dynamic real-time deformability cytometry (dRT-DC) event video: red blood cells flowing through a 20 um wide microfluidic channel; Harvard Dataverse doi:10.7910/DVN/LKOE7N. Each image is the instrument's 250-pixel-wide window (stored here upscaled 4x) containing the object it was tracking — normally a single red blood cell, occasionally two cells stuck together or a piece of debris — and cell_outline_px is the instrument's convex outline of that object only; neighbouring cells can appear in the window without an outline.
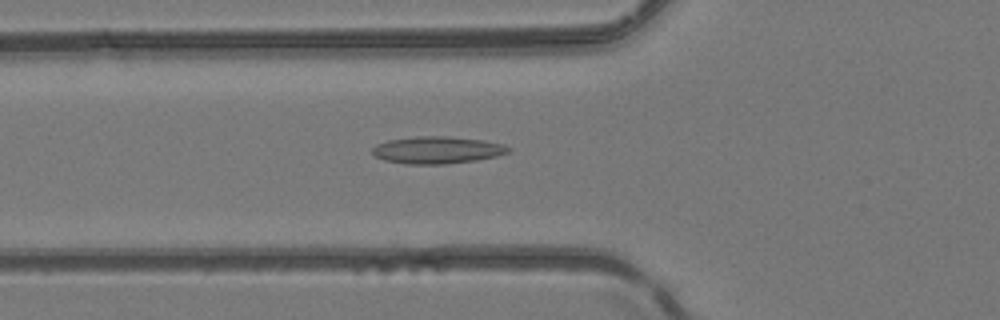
{"species": "common noctule bat (a hibernating species)", "species_latin": "Nyctalus noctula", "temperature_condition": "room temperature", "stored_images_in_passage": 51, "camera_frame_rate_fps": 3000, "um_per_image_px": 0.085, "animal": {"sex": "female", "body_mass_g": 24.6, "forearm_length_mm": 56.2}, "frame": {"image": 1, "passage_image": 19, "time_ms": 6.0, "image_size_px": [1000, 320], "cell_outline_px": [[512, 148], [508, 152], [496, 156], [476, 160], [448, 164], [404, 164], [384, 160], [376, 156], [372, 152], [372, 148], [376, 144], [388, 140], [416, 136], [448, 136], [484, 140], [504, 144]], "centroid_in_image_um": [37.16, 12.75], "position_along_channel_um": 88.6, "area_um2": 21.68}}
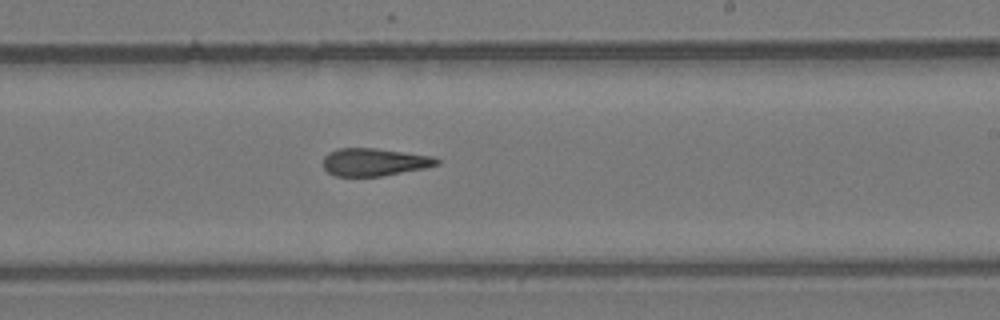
{"frame": {"image": 2, "passage_image": 31, "time_ms": 10.0, "image_size_px": [1000, 320], "cell_outline_px": [[440, 164], [424, 168], [384, 176], [336, 176], [328, 172], [324, 168], [324, 156], [328, 152], [340, 148], [376, 148], [432, 156], [440, 160]], "centroid_in_image_um": [31.82, 13.77], "position_along_channel_um": 257.2, "area_um2": 18.32}}
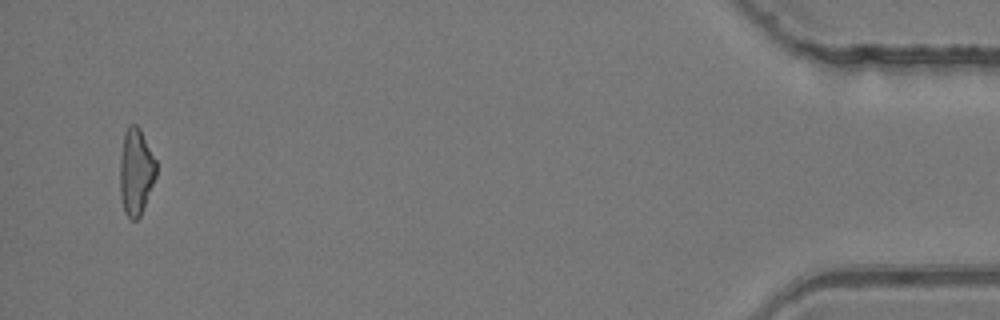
{"frame": {"image": 3, "passage_image": 49, "time_ms": 16.0, "image_size_px": [1000, 320], "cell_outline_px": [[156, 176], [140, 216], [136, 220], [132, 220], [124, 212], [120, 196], [120, 156], [124, 132], [128, 124], [136, 124], [140, 128], [156, 160]], "centroid_in_image_um": [11.54, 14.57], "position_along_channel_um": 423.7, "area_um2": 18.38}, "authors_computed_cell_mechanics": {"area_um2": 19.074, "velocity_mm_per_s": 4.1988, "shape_relaxation_time_tau1_ms": null, "shape_relaxation_time_tau2_ms": 5.1268, "deformation_change_tau1": null, "deformation_change_tau2": 0.1814}}